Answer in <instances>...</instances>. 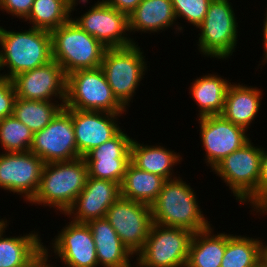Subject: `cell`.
<instances>
[{
    "label": "cell",
    "instance_id": "1",
    "mask_svg": "<svg viewBox=\"0 0 267 267\" xmlns=\"http://www.w3.org/2000/svg\"><path fill=\"white\" fill-rule=\"evenodd\" d=\"M21 30H7L0 26V71L4 70L0 77L12 79L53 60L49 31L33 27Z\"/></svg>",
    "mask_w": 267,
    "mask_h": 267
},
{
    "label": "cell",
    "instance_id": "2",
    "mask_svg": "<svg viewBox=\"0 0 267 267\" xmlns=\"http://www.w3.org/2000/svg\"><path fill=\"white\" fill-rule=\"evenodd\" d=\"M194 191L180 175L167 180L151 205L152 223L184 228L193 233L208 229L212 224L204 216Z\"/></svg>",
    "mask_w": 267,
    "mask_h": 267
},
{
    "label": "cell",
    "instance_id": "3",
    "mask_svg": "<svg viewBox=\"0 0 267 267\" xmlns=\"http://www.w3.org/2000/svg\"><path fill=\"white\" fill-rule=\"evenodd\" d=\"M88 167L84 157L71 161L53 162L44 165L37 193L29 202L31 206L43 205L65 214L84 189ZM57 210V211H56Z\"/></svg>",
    "mask_w": 267,
    "mask_h": 267
},
{
    "label": "cell",
    "instance_id": "4",
    "mask_svg": "<svg viewBox=\"0 0 267 267\" xmlns=\"http://www.w3.org/2000/svg\"><path fill=\"white\" fill-rule=\"evenodd\" d=\"M254 145L250 139L241 148L222 159L210 172L220 177L229 187L239 205L248 204L252 209L250 212L254 211L251 214L257 215L262 147Z\"/></svg>",
    "mask_w": 267,
    "mask_h": 267
},
{
    "label": "cell",
    "instance_id": "5",
    "mask_svg": "<svg viewBox=\"0 0 267 267\" xmlns=\"http://www.w3.org/2000/svg\"><path fill=\"white\" fill-rule=\"evenodd\" d=\"M50 33L53 60L61 65L66 75L101 66L107 48L72 18Z\"/></svg>",
    "mask_w": 267,
    "mask_h": 267
},
{
    "label": "cell",
    "instance_id": "6",
    "mask_svg": "<svg viewBox=\"0 0 267 267\" xmlns=\"http://www.w3.org/2000/svg\"><path fill=\"white\" fill-rule=\"evenodd\" d=\"M237 19L230 0H212L203 22L197 27L199 53L217 60L230 58L236 52L240 33Z\"/></svg>",
    "mask_w": 267,
    "mask_h": 267
},
{
    "label": "cell",
    "instance_id": "7",
    "mask_svg": "<svg viewBox=\"0 0 267 267\" xmlns=\"http://www.w3.org/2000/svg\"><path fill=\"white\" fill-rule=\"evenodd\" d=\"M141 49L137 41L128 47L107 48L100 66L114 96L127 110L148 72L149 61Z\"/></svg>",
    "mask_w": 267,
    "mask_h": 267
},
{
    "label": "cell",
    "instance_id": "8",
    "mask_svg": "<svg viewBox=\"0 0 267 267\" xmlns=\"http://www.w3.org/2000/svg\"><path fill=\"white\" fill-rule=\"evenodd\" d=\"M64 107L82 111L128 113L114 96L101 67L81 69L67 75Z\"/></svg>",
    "mask_w": 267,
    "mask_h": 267
},
{
    "label": "cell",
    "instance_id": "9",
    "mask_svg": "<svg viewBox=\"0 0 267 267\" xmlns=\"http://www.w3.org/2000/svg\"><path fill=\"white\" fill-rule=\"evenodd\" d=\"M194 233L190 230L152 223L136 267H186Z\"/></svg>",
    "mask_w": 267,
    "mask_h": 267
},
{
    "label": "cell",
    "instance_id": "10",
    "mask_svg": "<svg viewBox=\"0 0 267 267\" xmlns=\"http://www.w3.org/2000/svg\"><path fill=\"white\" fill-rule=\"evenodd\" d=\"M72 19L106 48L128 47L136 43L130 35L128 15L101 0L89 6L81 16Z\"/></svg>",
    "mask_w": 267,
    "mask_h": 267
},
{
    "label": "cell",
    "instance_id": "11",
    "mask_svg": "<svg viewBox=\"0 0 267 267\" xmlns=\"http://www.w3.org/2000/svg\"><path fill=\"white\" fill-rule=\"evenodd\" d=\"M105 218L123 245L136 256L143 249L152 225L151 206L120 196L108 208Z\"/></svg>",
    "mask_w": 267,
    "mask_h": 267
},
{
    "label": "cell",
    "instance_id": "12",
    "mask_svg": "<svg viewBox=\"0 0 267 267\" xmlns=\"http://www.w3.org/2000/svg\"><path fill=\"white\" fill-rule=\"evenodd\" d=\"M30 151L45 164L79 158L72 109L64 107L45 128L35 132Z\"/></svg>",
    "mask_w": 267,
    "mask_h": 267
},
{
    "label": "cell",
    "instance_id": "13",
    "mask_svg": "<svg viewBox=\"0 0 267 267\" xmlns=\"http://www.w3.org/2000/svg\"><path fill=\"white\" fill-rule=\"evenodd\" d=\"M45 162L28 152H0V189L16 193L29 203L40 185Z\"/></svg>",
    "mask_w": 267,
    "mask_h": 267
},
{
    "label": "cell",
    "instance_id": "14",
    "mask_svg": "<svg viewBox=\"0 0 267 267\" xmlns=\"http://www.w3.org/2000/svg\"><path fill=\"white\" fill-rule=\"evenodd\" d=\"M69 221L51 240L50 246L44 245V251L50 258L52 253L56 256L54 259L60 258L59 262H62L63 267H98L91 229L87 223Z\"/></svg>",
    "mask_w": 267,
    "mask_h": 267
},
{
    "label": "cell",
    "instance_id": "15",
    "mask_svg": "<svg viewBox=\"0 0 267 267\" xmlns=\"http://www.w3.org/2000/svg\"><path fill=\"white\" fill-rule=\"evenodd\" d=\"M205 163L212 170L222 159L245 145L251 138L247 130L220 115L198 118Z\"/></svg>",
    "mask_w": 267,
    "mask_h": 267
},
{
    "label": "cell",
    "instance_id": "16",
    "mask_svg": "<svg viewBox=\"0 0 267 267\" xmlns=\"http://www.w3.org/2000/svg\"><path fill=\"white\" fill-rule=\"evenodd\" d=\"M17 98L33 101L66 100L67 75L52 60L46 65L20 73L12 79Z\"/></svg>",
    "mask_w": 267,
    "mask_h": 267
},
{
    "label": "cell",
    "instance_id": "17",
    "mask_svg": "<svg viewBox=\"0 0 267 267\" xmlns=\"http://www.w3.org/2000/svg\"><path fill=\"white\" fill-rule=\"evenodd\" d=\"M122 130L124 129L84 156L88 177L110 180L121 185L130 163V147L133 140Z\"/></svg>",
    "mask_w": 267,
    "mask_h": 267
},
{
    "label": "cell",
    "instance_id": "18",
    "mask_svg": "<svg viewBox=\"0 0 267 267\" xmlns=\"http://www.w3.org/2000/svg\"><path fill=\"white\" fill-rule=\"evenodd\" d=\"M120 116L123 114L72 109L78 155L84 157L93 148L113 138L122 129L118 121Z\"/></svg>",
    "mask_w": 267,
    "mask_h": 267
},
{
    "label": "cell",
    "instance_id": "19",
    "mask_svg": "<svg viewBox=\"0 0 267 267\" xmlns=\"http://www.w3.org/2000/svg\"><path fill=\"white\" fill-rule=\"evenodd\" d=\"M121 196L120 184L88 177L84 189L64 216L77 223L104 218L108 208Z\"/></svg>",
    "mask_w": 267,
    "mask_h": 267
},
{
    "label": "cell",
    "instance_id": "20",
    "mask_svg": "<svg viewBox=\"0 0 267 267\" xmlns=\"http://www.w3.org/2000/svg\"><path fill=\"white\" fill-rule=\"evenodd\" d=\"M129 31L133 33H162L168 28L175 34L183 31L184 26L176 22V16L171 0H142L136 9L128 16Z\"/></svg>",
    "mask_w": 267,
    "mask_h": 267
},
{
    "label": "cell",
    "instance_id": "21",
    "mask_svg": "<svg viewBox=\"0 0 267 267\" xmlns=\"http://www.w3.org/2000/svg\"><path fill=\"white\" fill-rule=\"evenodd\" d=\"M9 222L6 217L0 219V267H31L44 251L40 232L34 228L23 236H7Z\"/></svg>",
    "mask_w": 267,
    "mask_h": 267
},
{
    "label": "cell",
    "instance_id": "22",
    "mask_svg": "<svg viewBox=\"0 0 267 267\" xmlns=\"http://www.w3.org/2000/svg\"><path fill=\"white\" fill-rule=\"evenodd\" d=\"M245 85L236 82L230 83L221 115L233 124L241 126L248 131L261 109V100L264 95L262 92L264 90L257 86Z\"/></svg>",
    "mask_w": 267,
    "mask_h": 267
},
{
    "label": "cell",
    "instance_id": "23",
    "mask_svg": "<svg viewBox=\"0 0 267 267\" xmlns=\"http://www.w3.org/2000/svg\"><path fill=\"white\" fill-rule=\"evenodd\" d=\"M87 225L93 234L98 266L135 267L131 263L135 256L123 245L117 232L105 217L91 220Z\"/></svg>",
    "mask_w": 267,
    "mask_h": 267
},
{
    "label": "cell",
    "instance_id": "24",
    "mask_svg": "<svg viewBox=\"0 0 267 267\" xmlns=\"http://www.w3.org/2000/svg\"><path fill=\"white\" fill-rule=\"evenodd\" d=\"M169 150L162 145H148L132 140L130 147V162L138 169L157 174L166 180L175 179V166L183 160L179 152ZM174 167V168H173Z\"/></svg>",
    "mask_w": 267,
    "mask_h": 267
},
{
    "label": "cell",
    "instance_id": "25",
    "mask_svg": "<svg viewBox=\"0 0 267 267\" xmlns=\"http://www.w3.org/2000/svg\"><path fill=\"white\" fill-rule=\"evenodd\" d=\"M230 81L218 73H207L193 80L188 89L189 95H192L190 98H193L194 104L197 103L199 107L197 118L222 113Z\"/></svg>",
    "mask_w": 267,
    "mask_h": 267
},
{
    "label": "cell",
    "instance_id": "26",
    "mask_svg": "<svg viewBox=\"0 0 267 267\" xmlns=\"http://www.w3.org/2000/svg\"><path fill=\"white\" fill-rule=\"evenodd\" d=\"M89 0H34L29 15L23 20L29 27L53 31L69 21L78 4L85 5ZM76 6V7H75ZM72 13V14H71Z\"/></svg>",
    "mask_w": 267,
    "mask_h": 267
},
{
    "label": "cell",
    "instance_id": "27",
    "mask_svg": "<svg viewBox=\"0 0 267 267\" xmlns=\"http://www.w3.org/2000/svg\"><path fill=\"white\" fill-rule=\"evenodd\" d=\"M193 235L186 267H221L226 250L225 232L214 234V226Z\"/></svg>",
    "mask_w": 267,
    "mask_h": 267
},
{
    "label": "cell",
    "instance_id": "28",
    "mask_svg": "<svg viewBox=\"0 0 267 267\" xmlns=\"http://www.w3.org/2000/svg\"><path fill=\"white\" fill-rule=\"evenodd\" d=\"M166 181L157 174L138 169L130 162L120 185L121 196L151 206Z\"/></svg>",
    "mask_w": 267,
    "mask_h": 267
},
{
    "label": "cell",
    "instance_id": "29",
    "mask_svg": "<svg viewBox=\"0 0 267 267\" xmlns=\"http://www.w3.org/2000/svg\"><path fill=\"white\" fill-rule=\"evenodd\" d=\"M263 241L260 237L226 233V250L221 267H257L262 263Z\"/></svg>",
    "mask_w": 267,
    "mask_h": 267
},
{
    "label": "cell",
    "instance_id": "30",
    "mask_svg": "<svg viewBox=\"0 0 267 267\" xmlns=\"http://www.w3.org/2000/svg\"><path fill=\"white\" fill-rule=\"evenodd\" d=\"M64 108L56 101H33L16 98L13 115L33 133L45 128Z\"/></svg>",
    "mask_w": 267,
    "mask_h": 267
},
{
    "label": "cell",
    "instance_id": "31",
    "mask_svg": "<svg viewBox=\"0 0 267 267\" xmlns=\"http://www.w3.org/2000/svg\"><path fill=\"white\" fill-rule=\"evenodd\" d=\"M34 133L14 116L0 120V146L3 152L30 151Z\"/></svg>",
    "mask_w": 267,
    "mask_h": 267
},
{
    "label": "cell",
    "instance_id": "32",
    "mask_svg": "<svg viewBox=\"0 0 267 267\" xmlns=\"http://www.w3.org/2000/svg\"><path fill=\"white\" fill-rule=\"evenodd\" d=\"M212 0H171L174 13L178 19L185 20L197 28L206 16L208 6Z\"/></svg>",
    "mask_w": 267,
    "mask_h": 267
},
{
    "label": "cell",
    "instance_id": "33",
    "mask_svg": "<svg viewBox=\"0 0 267 267\" xmlns=\"http://www.w3.org/2000/svg\"><path fill=\"white\" fill-rule=\"evenodd\" d=\"M16 98L12 80L0 77V120L13 115Z\"/></svg>",
    "mask_w": 267,
    "mask_h": 267
},
{
    "label": "cell",
    "instance_id": "34",
    "mask_svg": "<svg viewBox=\"0 0 267 267\" xmlns=\"http://www.w3.org/2000/svg\"><path fill=\"white\" fill-rule=\"evenodd\" d=\"M34 0H0V11L24 20L30 13Z\"/></svg>",
    "mask_w": 267,
    "mask_h": 267
},
{
    "label": "cell",
    "instance_id": "35",
    "mask_svg": "<svg viewBox=\"0 0 267 267\" xmlns=\"http://www.w3.org/2000/svg\"><path fill=\"white\" fill-rule=\"evenodd\" d=\"M267 150V149H266ZM262 147L258 182V213L267 206V151Z\"/></svg>",
    "mask_w": 267,
    "mask_h": 267
},
{
    "label": "cell",
    "instance_id": "36",
    "mask_svg": "<svg viewBox=\"0 0 267 267\" xmlns=\"http://www.w3.org/2000/svg\"><path fill=\"white\" fill-rule=\"evenodd\" d=\"M108 6L127 14L128 16L136 9L142 0H102Z\"/></svg>",
    "mask_w": 267,
    "mask_h": 267
},
{
    "label": "cell",
    "instance_id": "37",
    "mask_svg": "<svg viewBox=\"0 0 267 267\" xmlns=\"http://www.w3.org/2000/svg\"><path fill=\"white\" fill-rule=\"evenodd\" d=\"M267 9V8H265ZM265 18L263 19V27H262V31L263 34L261 33V35H263L262 37V44H263V58H260L262 59L260 64L258 65V68L260 65H263L265 66V64H267V10H266V13L264 14Z\"/></svg>",
    "mask_w": 267,
    "mask_h": 267
},
{
    "label": "cell",
    "instance_id": "38",
    "mask_svg": "<svg viewBox=\"0 0 267 267\" xmlns=\"http://www.w3.org/2000/svg\"><path fill=\"white\" fill-rule=\"evenodd\" d=\"M49 255L43 251L31 264V267H56V265L50 264L52 261L49 259ZM49 259V260H48ZM53 265V266H52Z\"/></svg>",
    "mask_w": 267,
    "mask_h": 267
},
{
    "label": "cell",
    "instance_id": "39",
    "mask_svg": "<svg viewBox=\"0 0 267 267\" xmlns=\"http://www.w3.org/2000/svg\"><path fill=\"white\" fill-rule=\"evenodd\" d=\"M263 256H262V262L264 263L265 267H267V242H263Z\"/></svg>",
    "mask_w": 267,
    "mask_h": 267
},
{
    "label": "cell",
    "instance_id": "40",
    "mask_svg": "<svg viewBox=\"0 0 267 267\" xmlns=\"http://www.w3.org/2000/svg\"><path fill=\"white\" fill-rule=\"evenodd\" d=\"M264 214L267 215V206L260 213H258V216L259 215L263 216Z\"/></svg>",
    "mask_w": 267,
    "mask_h": 267
},
{
    "label": "cell",
    "instance_id": "41",
    "mask_svg": "<svg viewBox=\"0 0 267 267\" xmlns=\"http://www.w3.org/2000/svg\"><path fill=\"white\" fill-rule=\"evenodd\" d=\"M257 267H265L264 263L262 262L259 266Z\"/></svg>",
    "mask_w": 267,
    "mask_h": 267
}]
</instances>
